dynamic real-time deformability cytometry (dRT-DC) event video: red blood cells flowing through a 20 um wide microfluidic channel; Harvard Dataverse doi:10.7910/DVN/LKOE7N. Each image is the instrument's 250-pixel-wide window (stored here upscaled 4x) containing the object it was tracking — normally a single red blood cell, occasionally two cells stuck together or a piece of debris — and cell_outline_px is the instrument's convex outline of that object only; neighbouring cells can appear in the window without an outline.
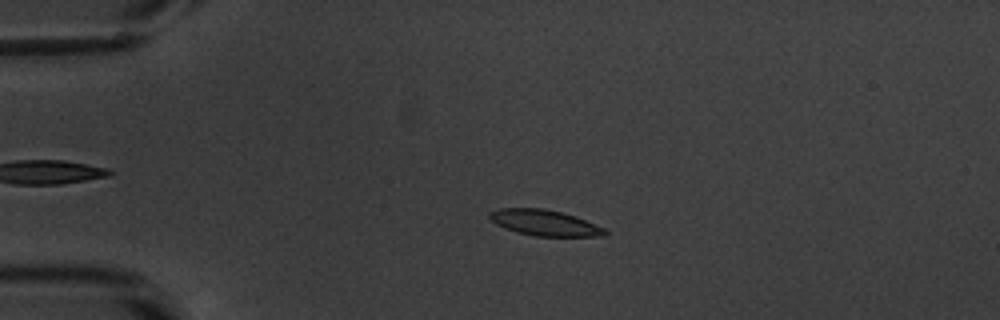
{"species": "common noctule bat (a hibernating species)", "species_latin": "Nyctalus noctula", "temperature_condition": "warm", "stored_images_in_passage": 53, "camera_frame_rate_fps": 3000, "um_per_image_px": 0.085, "animal": {"sex": "male", "body_mass_g": 20.1, "forearm_length_mm": 53.5}, "frame": {"image": 1, "passage_image": 12, "time_ms": 3.667, "image_size_px": [1000, 320], "cell_outline_px": [[608, 232], [604, 236], [536, 236], [516, 232], [504, 228], [496, 224], [488, 216], [492, 212], [500, 208], [544, 208], [576, 216], [604, 228]], "centroid_in_image_um": [46.3, 18.94], "position_along_channel_um": 38.7, "area_um2": 17.22}}
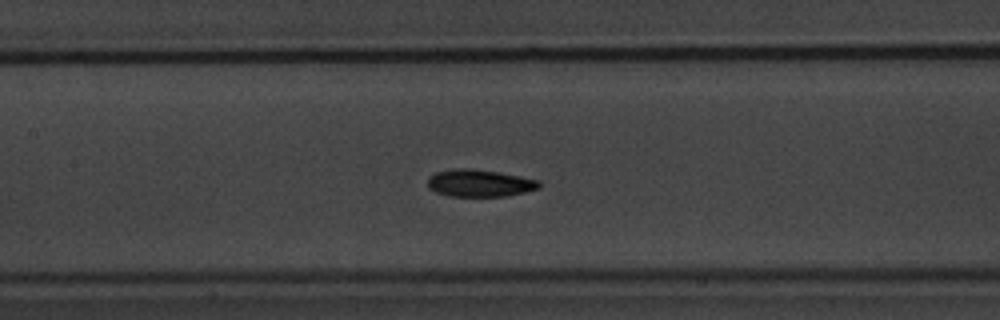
{"frame": {"image": 2, "passage_image": 25, "time_ms": 8.0, "image_size_px": [1000, 320], "cell_outline_px": [[540, 188], [524, 192], [504, 196], [448, 196], [436, 192], [428, 188], [428, 176], [436, 172], [460, 168], [472, 168], [520, 176], [540, 180]], "centroid_in_image_um": [40.75, 15.56], "position_along_channel_um": 166.6, "area_um2": 17.63}}
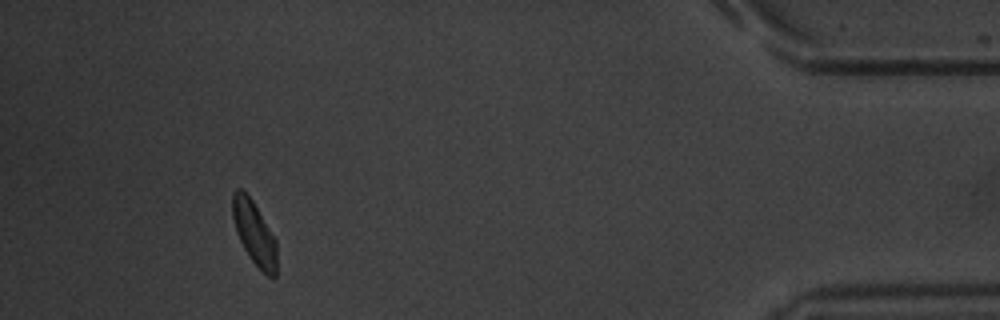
{"frame": {"image": 3, "passage_image": 49, "time_ms": 16.0, "image_size_px": [1000, 320], "cell_outline_px": [[276, 276], [268, 276], [252, 260], [244, 248], [236, 232], [232, 216], [232, 192], [236, 188], [240, 188], [252, 200], [276, 240]], "centroid_in_image_um": [21.59, 19.77], "position_along_channel_um": 413.6, "area_um2": 16.07}, "authors_computed_cell_mechanics": {"area_um2": 17.1666, "velocity_mm_per_s": 3.8041, "shape_relaxation_time_tau1_ms": 2.1009, "shape_relaxation_time_tau2_ms": 3.7114, "deformation_change_tau1": 0.1114, "deformation_change_tau2": 0.0852}}